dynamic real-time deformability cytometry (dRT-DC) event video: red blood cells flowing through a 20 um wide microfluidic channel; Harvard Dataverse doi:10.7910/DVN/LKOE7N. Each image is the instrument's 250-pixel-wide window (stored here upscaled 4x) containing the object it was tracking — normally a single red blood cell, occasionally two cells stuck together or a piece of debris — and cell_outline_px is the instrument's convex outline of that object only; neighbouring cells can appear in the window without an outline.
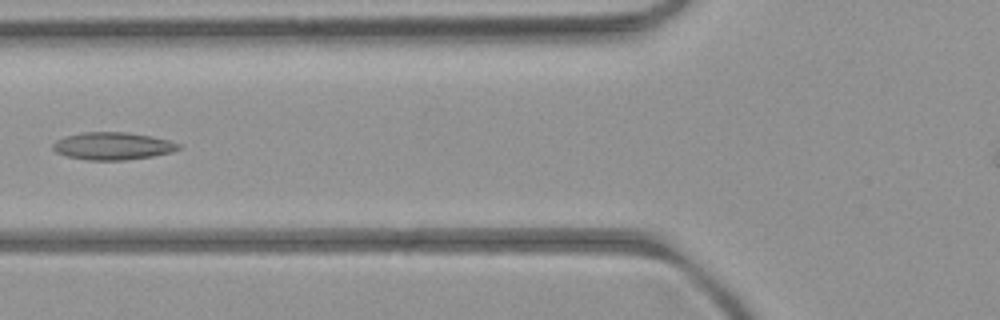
{"species": "common noctule bat (a hibernating species)", "species_latin": "Nyctalus noctula", "temperature_condition": "room temperature", "stored_images_in_passage": 4, "camera_frame_rate_fps": 3000, "um_per_image_px": 0.085, "animal": {"sex": "female", "body_mass_g": 21.9}, "frame": {"image": 1, "passage_image": 3, "time_ms": 2.333, "image_size_px": [1000, 320], "cell_outline_px": [[180, 148], [172, 152], [152, 156], [124, 160], [88, 160], [68, 156], [56, 152], [52, 148], [52, 144], [56, 140], [64, 136], [84, 132], [128, 132], [168, 140], [180, 144]], "centroid_in_image_um": [9.55, 12.41], "position_along_channel_um": 116.2, "area_um2": 20.0}}
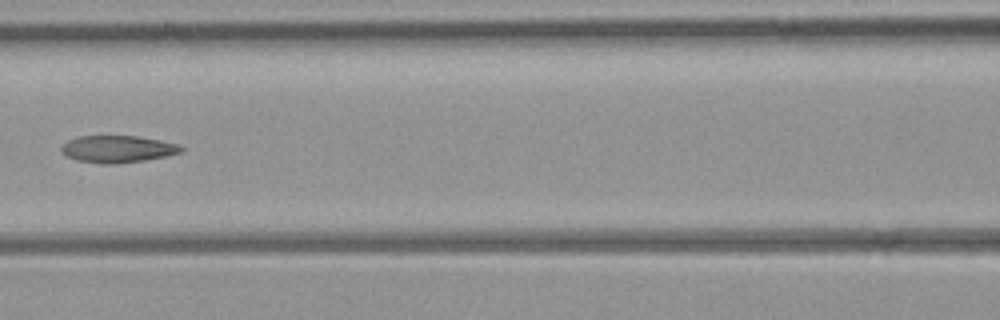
{"frame": {"image": 2, "passage_image": 4, "time_ms": 3.333, "image_size_px": [1000, 320], "cell_outline_px": [[184, 148], [180, 152], [168, 156], [144, 160], [116, 164], [100, 164], [76, 160], [60, 152], [60, 148], [68, 140], [80, 136], [136, 136], [160, 140], [176, 144]], "centroid_in_image_um": [9.97, 12.68], "position_along_channel_um": 156.6, "area_um2": 18.84}}